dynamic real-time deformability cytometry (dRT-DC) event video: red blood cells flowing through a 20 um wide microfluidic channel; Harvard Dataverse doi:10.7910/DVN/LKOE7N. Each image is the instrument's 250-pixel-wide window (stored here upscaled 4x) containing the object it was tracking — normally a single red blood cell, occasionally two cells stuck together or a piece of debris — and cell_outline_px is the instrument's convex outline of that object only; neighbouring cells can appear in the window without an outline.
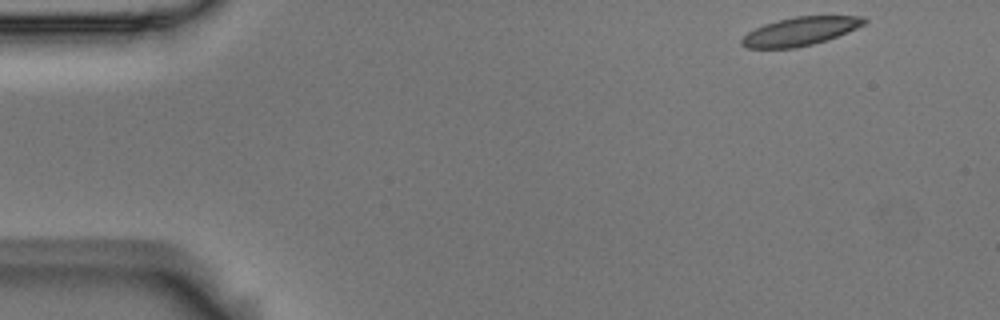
{"species": "Egyptian fruit bat (a non-hibernating species)", "species_latin": "Rousettus aegyptiacus", "temperature_condition": "room temperature", "stored_images_in_passage": 4, "camera_frame_rate_fps": 3000, "um_per_image_px": 0.085, "animal": {"sex": "male"}, "frame": {"image": 1, "passage_image": 1, "time_ms": 0.0, "image_size_px": [1000, 320], "cell_outline_px": [[868, 20], [864, 24], [856, 28], [836, 36], [812, 44], [796, 48], [744, 48], [740, 44], [740, 40], [748, 32], [764, 24], [776, 20], [796, 16], [864, 16]], "centroid_in_image_um": [67.98, 2.66], "position_along_channel_um": 17.0, "area_um2": 20.17}}
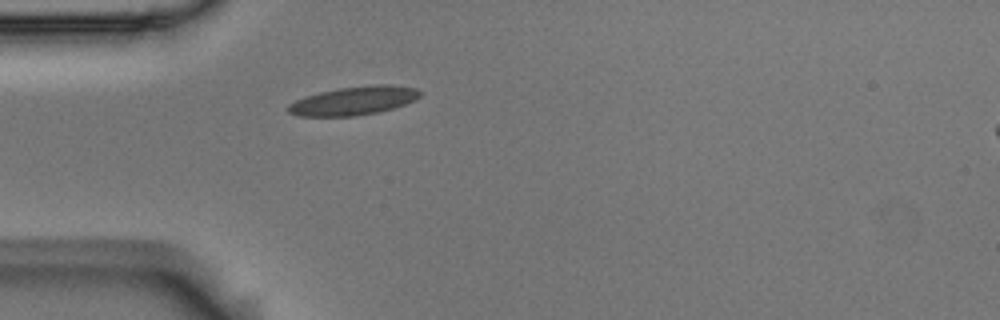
{"frame": {"image": 2, "passage_image": 4, "time_ms": 1.0, "image_size_px": [1000, 320], "cell_outline_px": [[420, 96], [404, 104], [392, 108], [376, 112], [352, 116], [300, 116], [288, 112], [288, 104], [304, 96], [320, 92], [340, 88], [376, 84], [392, 84], [416, 88], [420, 92]], "centroid_in_image_um": [30.04, 8.55], "position_along_channel_um": 55.0, "area_um2": 21.68}}